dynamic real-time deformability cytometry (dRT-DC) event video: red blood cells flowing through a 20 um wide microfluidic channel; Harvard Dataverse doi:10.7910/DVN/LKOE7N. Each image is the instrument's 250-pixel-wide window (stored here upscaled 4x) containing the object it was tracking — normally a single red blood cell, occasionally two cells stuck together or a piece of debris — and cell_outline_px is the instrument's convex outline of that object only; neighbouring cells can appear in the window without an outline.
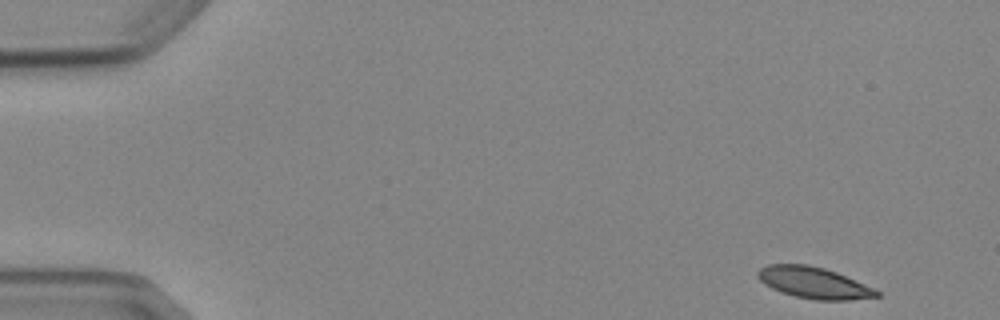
{"species": "Egyptian fruit bat (a non-hibernating species)", "species_latin": "Rousettus aegyptiacus", "temperature_condition": "cold", "stored_images_in_passage": 5, "camera_frame_rate_fps": 3000, "um_per_image_px": 0.085, "animal": {"sex": "female"}, "frame": {"image": 1, "passage_image": 1, "time_ms": 0.0, "image_size_px": [1000, 320], "cell_outline_px": [[880, 296], [848, 300], [816, 300], [796, 296], [780, 292], [764, 284], [756, 276], [756, 272], [760, 268], [768, 264], [808, 264], [824, 268], [836, 272], [876, 288], [880, 292]], "centroid_in_image_um": [69.17, 24.03], "position_along_channel_um": 15.8, "area_um2": 21.85}}
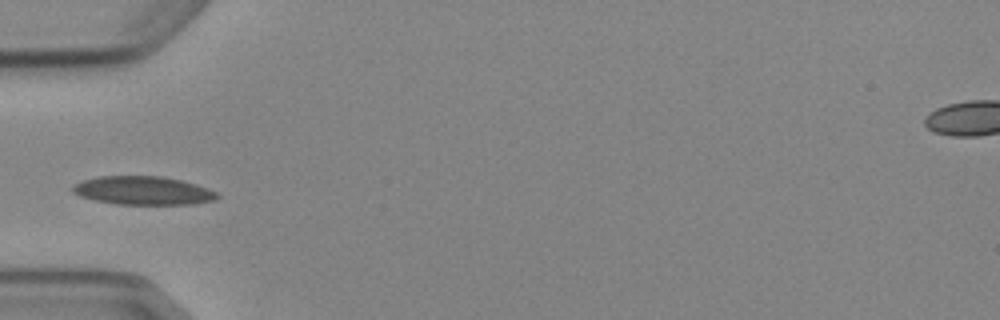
{"frame": {"image": 2, "passage_image": 5, "time_ms": 4.667, "image_size_px": [1000, 320], "cell_outline_px": [[220, 196], [216, 200], [192, 204], [116, 204], [96, 200], [80, 196], [72, 192], [72, 184], [80, 180], [100, 176], [160, 176], [180, 180], [196, 184], [208, 188], [216, 192]], "centroid_in_image_um": [12.14, 16.19], "position_along_channel_um": 72.9, "area_um2": 24.04}}